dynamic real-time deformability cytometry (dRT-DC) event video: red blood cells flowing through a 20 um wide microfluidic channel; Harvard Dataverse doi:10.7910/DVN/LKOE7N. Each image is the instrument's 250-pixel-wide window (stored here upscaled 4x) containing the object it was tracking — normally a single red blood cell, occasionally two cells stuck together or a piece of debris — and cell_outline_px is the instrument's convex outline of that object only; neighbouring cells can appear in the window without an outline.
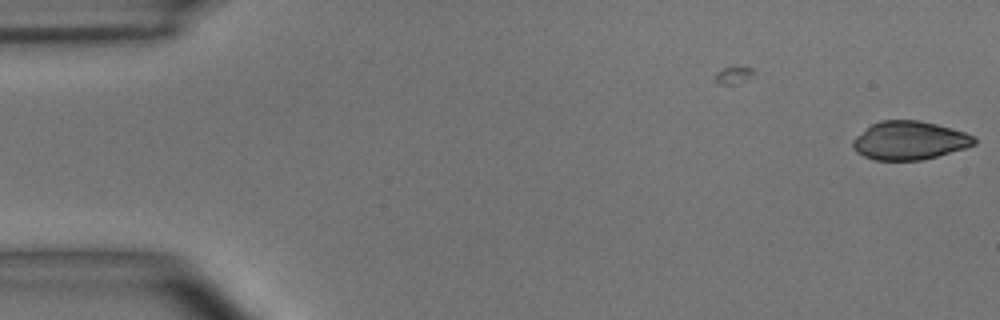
{"species": "common noctule bat (a hibernating species)", "species_latin": "Nyctalus noctula", "temperature_condition": "room temperature", "stored_images_in_passage": 2, "camera_frame_rate_fps": 3000, "um_per_image_px": 0.085, "animal": {"sex": "male", "body_mass_g": 15.6}, "frame": {"image": 1, "passage_image": 2, "time_ms": 0.333, "image_size_px": [1000, 320], "cell_outline_px": [[976, 144], [964, 148], [924, 160], [876, 160], [864, 156], [856, 152], [852, 148], [852, 140], [856, 136], [872, 124], [880, 120], [920, 120], [952, 128], [976, 136]], "centroid_in_image_um": [77.3, 11.94], "position_along_channel_um": 7.7, "area_um2": 27.28}}